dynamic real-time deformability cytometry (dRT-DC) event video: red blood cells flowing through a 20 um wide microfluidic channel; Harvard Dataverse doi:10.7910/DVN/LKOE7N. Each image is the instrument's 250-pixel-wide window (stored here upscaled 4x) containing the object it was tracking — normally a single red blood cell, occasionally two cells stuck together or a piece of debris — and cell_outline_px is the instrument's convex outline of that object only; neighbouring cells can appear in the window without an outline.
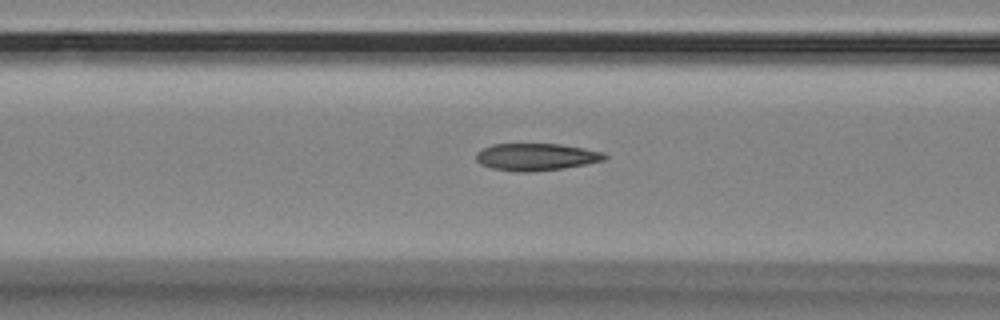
{"species": "Egyptian fruit bat (a non-hibernating species)", "species_latin": "Rousettus aegyptiacus", "temperature_condition": "room temperature", "stored_images_in_passage": 31, "camera_frame_rate_fps": 3000, "um_per_image_px": 0.085, "animal": {"sex": "female"}, "frame": {"image": 1, "passage_image": 8, "time_ms": 2.333, "image_size_px": [1000, 320], "cell_outline_px": [[608, 156], [604, 160], [584, 164], [560, 168], [524, 172], [520, 172], [492, 168], [480, 164], [476, 160], [476, 152], [492, 144], [560, 144], [584, 148], [604, 152]], "centroid_in_image_um": [45.56, 13.32], "position_along_channel_um": 121.0, "area_um2": 20.11}}
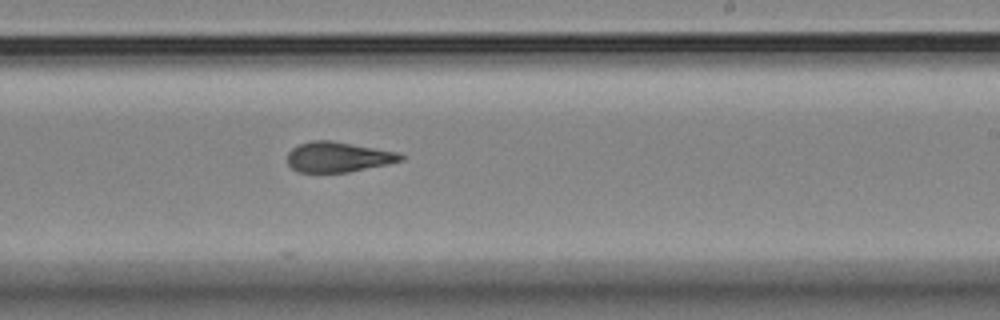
{"frame": {"image": 2, "passage_image": 20, "time_ms": 6.333, "image_size_px": [1000, 320], "cell_outline_px": [[404, 160], [388, 164], [348, 172], [296, 172], [288, 164], [288, 152], [292, 148], [300, 144], [312, 140], [332, 140], [396, 152], [404, 156]], "centroid_in_image_um": [28.72, 13.34], "position_along_channel_um": 260.3, "area_um2": 19.88}}
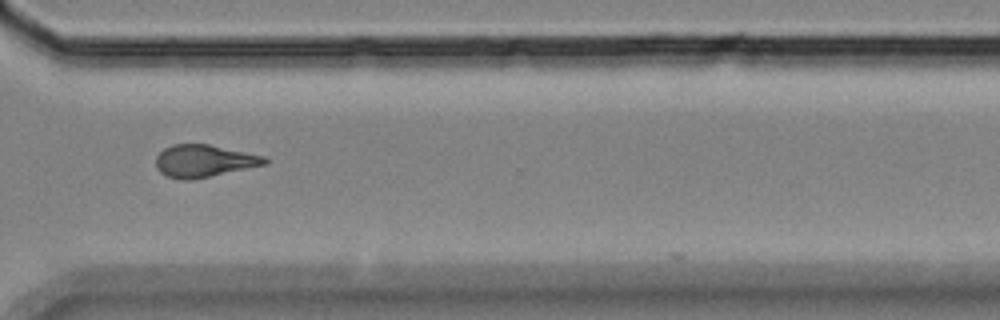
{"frame": {"image": 3, "passage_image": 28, "time_ms": 9.0, "image_size_px": [1000, 320], "cell_outline_px": [[268, 164], [188, 180], [184, 180], [168, 176], [160, 172], [156, 168], [156, 156], [164, 148], [172, 144], [208, 144], [264, 156], [268, 160]], "centroid_in_image_um": [17.32, 13.67], "position_along_channel_um": 353.3, "area_um2": 20.23}}